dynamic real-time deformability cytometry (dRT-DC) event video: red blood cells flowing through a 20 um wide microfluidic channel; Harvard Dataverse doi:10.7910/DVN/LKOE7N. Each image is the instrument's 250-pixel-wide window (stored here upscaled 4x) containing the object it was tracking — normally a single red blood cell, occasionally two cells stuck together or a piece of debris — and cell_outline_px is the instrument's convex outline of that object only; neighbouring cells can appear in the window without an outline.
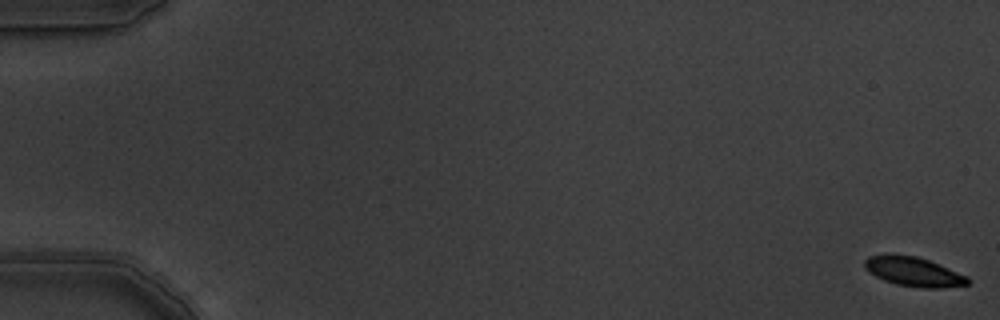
{"species": "common noctule bat (a hibernating species)", "species_latin": "Nyctalus noctula", "temperature_condition": "warm", "stored_images_in_passage": 7, "segment_of_instrument_passage": [2, 2], "camera_frame_rate_fps": 3000, "um_per_image_px": 0.085, "animal": {"sex": "male", "body_mass_g": 19.5, "forearm_length_mm": 54.6}, "frame": {"image": 1, "passage_image": 7, "time_ms": 2.0, "image_size_px": [1000, 320], "cell_outline_px": [[972, 280], [968, 284], [944, 288], [920, 288], [896, 284], [884, 280], [868, 272], [864, 268], [864, 260], [868, 256], [884, 252], [892, 252], [916, 256], [928, 260], [968, 276]], "centroid_in_image_um": [77.61, 23.06], "position_along_channel_um": 7.4, "area_um2": 18.15}}